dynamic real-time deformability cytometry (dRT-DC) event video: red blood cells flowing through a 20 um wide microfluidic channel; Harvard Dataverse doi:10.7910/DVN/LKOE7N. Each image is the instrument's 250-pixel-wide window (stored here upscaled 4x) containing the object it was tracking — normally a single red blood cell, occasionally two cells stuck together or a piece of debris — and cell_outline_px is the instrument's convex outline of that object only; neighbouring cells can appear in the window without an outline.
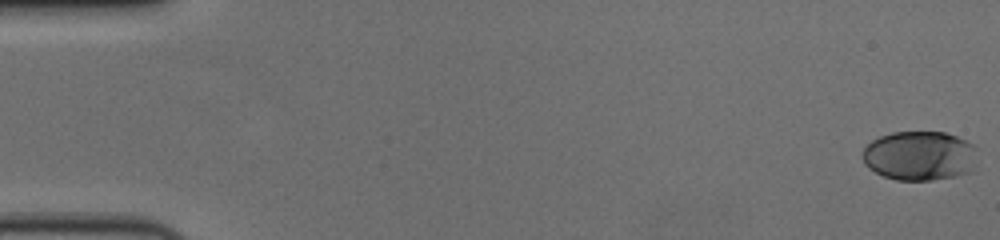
{"species": "human", "species_latin": "Homo sapiens", "temperature_condition": "cold", "stored_images_in_passage": 58, "camera_frame_rate_fps": 3000, "um_per_image_px": 0.085, "donor": {"sex": "female"}, "frame": {"image": 1, "passage_image": 1, "time_ms": 0.0, "image_size_px": [1000, 240], "cell_outline_px": [[980, 148], [976, 164], [972, 172], [956, 176], [932, 180], [896, 180], [884, 176], [868, 168], [864, 164], [864, 148], [872, 140], [880, 136], [892, 132], [944, 132], [956, 136]], "centroid_in_image_um": [78.24, 13.24], "position_along_channel_um": 6.8, "area_um2": 33.52}}
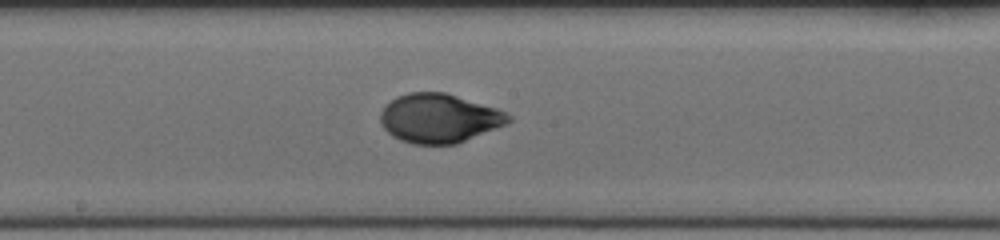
{"frame": {"image": 2, "passage_image": 32, "time_ms": 10.333, "image_size_px": [1000, 240], "cell_outline_px": [[512, 120], [508, 124], [456, 144], [412, 144], [400, 140], [392, 136], [380, 124], [380, 112], [384, 104], [396, 96], [408, 92], [444, 92], [496, 108], [512, 116]], "centroid_in_image_um": [37.3, 10.05], "position_along_channel_um": 210.9, "area_um2": 36.82}}
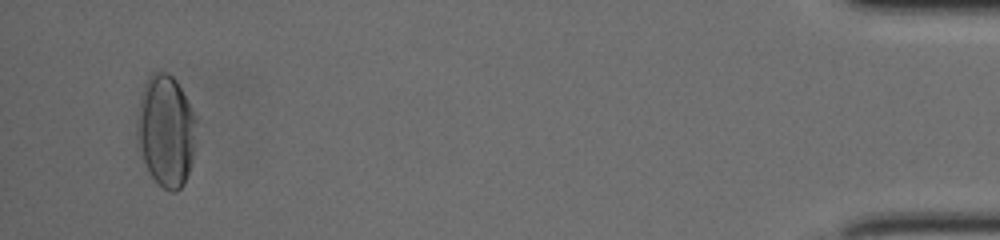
{"frame": {"image": 3, "passage_image": 56, "time_ms": 18.333, "image_size_px": [1000, 240], "cell_outline_px": [[196, 120], [192, 160], [184, 184], [176, 192], [172, 192], [164, 188], [152, 176], [136, 144], [136, 124], [140, 100], [144, 84], [148, 76], [152, 72], [164, 72], [172, 76], [176, 80]], "centroid_in_image_um": [14.07, 11.11], "position_along_channel_um": 421.1, "area_um2": 38.09}, "authors_computed_cell_mechanics": {"area_um2": 35.6337, "velocity_mm_per_s": 3.6252, "shape_relaxation_time_tau1_ms": 4.8948, "shape_relaxation_time_tau2_ms": null, "deformation_change_tau1": 0.1855, "deformation_change_tau2": null}}